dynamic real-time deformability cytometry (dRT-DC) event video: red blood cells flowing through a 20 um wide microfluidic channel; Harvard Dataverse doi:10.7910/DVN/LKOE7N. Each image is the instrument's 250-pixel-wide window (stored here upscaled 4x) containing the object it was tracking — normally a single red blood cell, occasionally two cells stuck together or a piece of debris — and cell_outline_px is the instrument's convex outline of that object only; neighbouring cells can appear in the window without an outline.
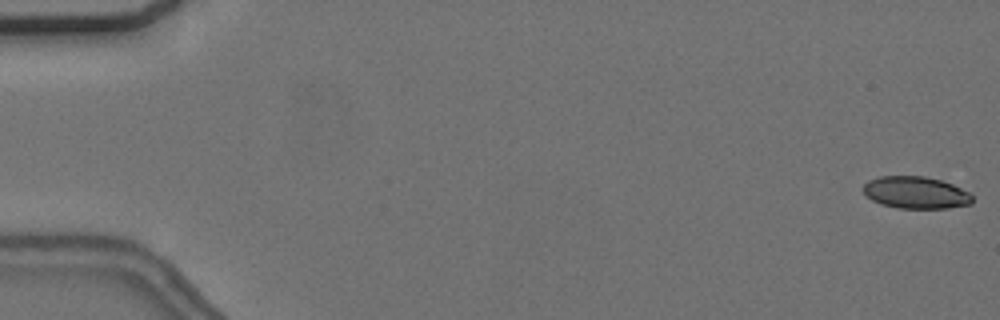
{"species": "common noctule bat (a hibernating species)", "species_latin": "Nyctalus noctula", "temperature_condition": "cold", "stored_images_in_passage": 56, "camera_frame_rate_fps": 3000, "um_per_image_px": 0.085, "animal": {"sex": "female", "body_mass_g": 24.6, "forearm_length_mm": 56.2}, "frame": {"image": 1, "passage_image": 1, "time_ms": 0.0, "image_size_px": [1000, 320], "cell_outline_px": [[972, 204], [948, 208], [900, 208], [880, 204], [864, 196], [860, 188], [868, 180], [880, 176], [924, 176], [940, 180], [952, 184], [968, 192], [972, 196]], "centroid_in_image_um": [77.78, 16.37], "position_along_channel_um": 7.2, "area_um2": 20.58}}
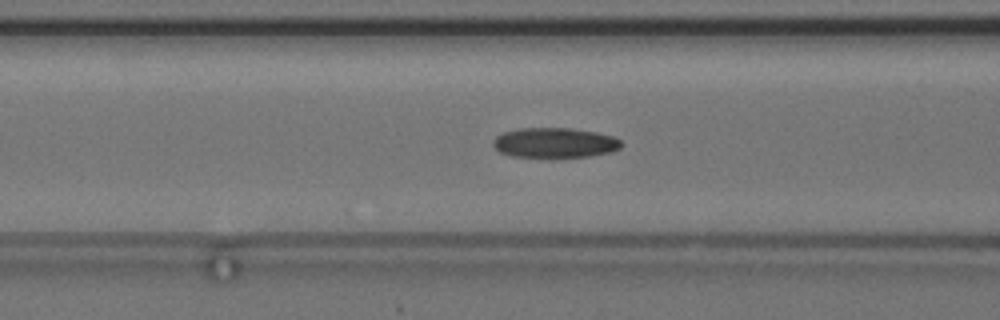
{"frame": {"image": 2, "passage_image": 23, "time_ms": 7.333, "image_size_px": [1000, 320], "cell_outline_px": [[624, 144], [620, 148], [612, 152], [588, 156], [508, 156], [500, 152], [492, 144], [492, 140], [496, 136], [504, 132], [520, 128], [572, 128], [596, 132], [612, 136], [620, 140]], "centroid_in_image_um": [47.16, 12.12], "position_along_channel_um": 119.4, "area_um2": 22.25}}
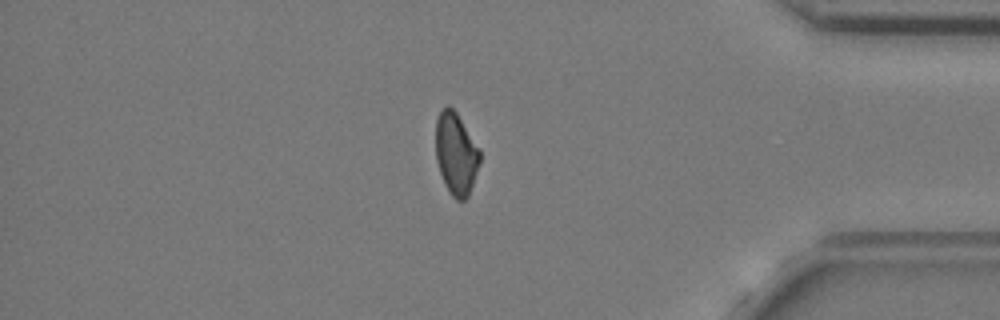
{"frame": {"image": 3, "passage_image": 48, "time_ms": 15.667, "image_size_px": [1000, 320], "cell_outline_px": [[480, 160], [468, 196], [464, 200], [456, 200], [448, 192], [444, 184], [436, 160], [436, 120], [440, 108], [448, 104], [456, 112], [480, 148]], "centroid_in_image_um": [38.74, 13.04], "position_along_channel_um": 396.5, "area_um2": 21.21}, "authors_computed_cell_mechanics": {"area_um2": 21.7906, "velocity_mm_per_s": 3.6902, "shape_relaxation_time_tau1_ms": null, "shape_relaxation_time_tau2_ms": 6.9629, "deformation_change_tau1": null, "deformation_change_tau2": 0.1369}}